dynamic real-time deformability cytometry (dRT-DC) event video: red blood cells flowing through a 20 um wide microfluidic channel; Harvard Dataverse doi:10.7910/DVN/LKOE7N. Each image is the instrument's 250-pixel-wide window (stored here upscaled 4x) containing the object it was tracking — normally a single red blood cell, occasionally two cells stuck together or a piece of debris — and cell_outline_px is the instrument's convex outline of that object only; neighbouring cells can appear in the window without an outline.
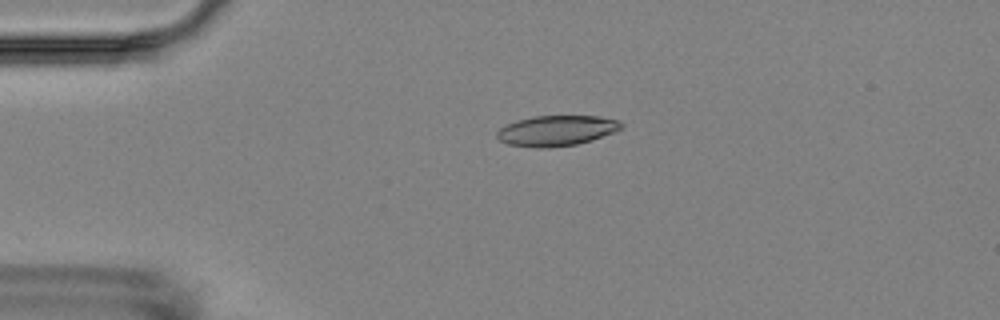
{"species": "Egyptian fruit bat (a non-hibernating species)", "species_latin": "Rousettus aegyptiacus", "temperature_condition": "room temperature", "stored_images_in_passage": 4, "camera_frame_rate_fps": 3000, "um_per_image_px": 0.085, "animal": {"sex": "female"}, "frame": {"image": 1, "passage_image": 3, "time_ms": 3.0, "image_size_px": [1000, 320], "cell_outline_px": [[624, 124], [616, 132], [592, 140], [576, 144], [548, 148], [536, 148], [508, 144], [500, 140], [496, 136], [496, 132], [500, 128], [516, 120], [532, 116], [600, 116], [620, 120]], "centroid_in_image_um": [47.32, 11.1], "position_along_channel_um": 37.7, "area_um2": 22.2}}